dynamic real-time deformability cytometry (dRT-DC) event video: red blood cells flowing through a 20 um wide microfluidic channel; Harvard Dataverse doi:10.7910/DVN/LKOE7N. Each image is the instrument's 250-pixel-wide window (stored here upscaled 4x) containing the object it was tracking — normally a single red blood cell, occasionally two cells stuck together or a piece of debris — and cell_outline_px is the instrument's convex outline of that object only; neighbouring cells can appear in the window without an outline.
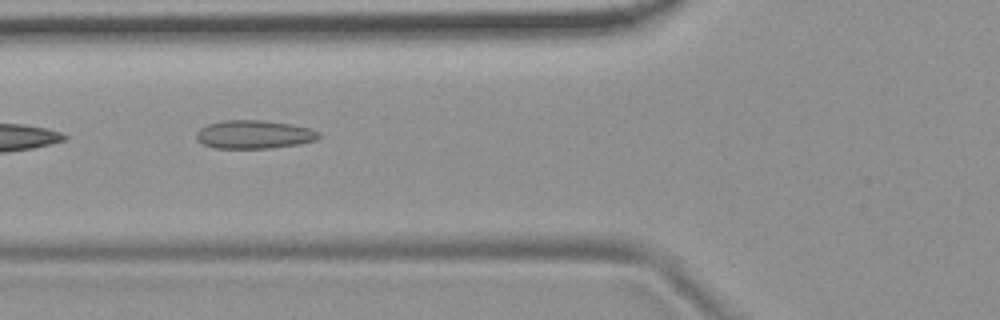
{"species": "common noctule bat (a hibernating species)", "species_latin": "Nyctalus noctula", "temperature_condition": "room temperature", "stored_images_in_passage": 10, "camera_frame_rate_fps": 3000, "um_per_image_px": 0.085, "animal": {"sex": "female", "body_mass_g": 19.9}, "frame": {"image": 1, "passage_image": 5, "time_ms": 1.333, "image_size_px": [1000, 320], "cell_outline_px": [[320, 136], [316, 140], [300, 144], [272, 148], [216, 148], [204, 144], [196, 140], [196, 132], [200, 128], [208, 124], [224, 120], [260, 120], [292, 124], [308, 128], [320, 132]], "centroid_in_image_um": [21.6, 11.43], "position_along_channel_um": 104.2, "area_um2": 20.29}}
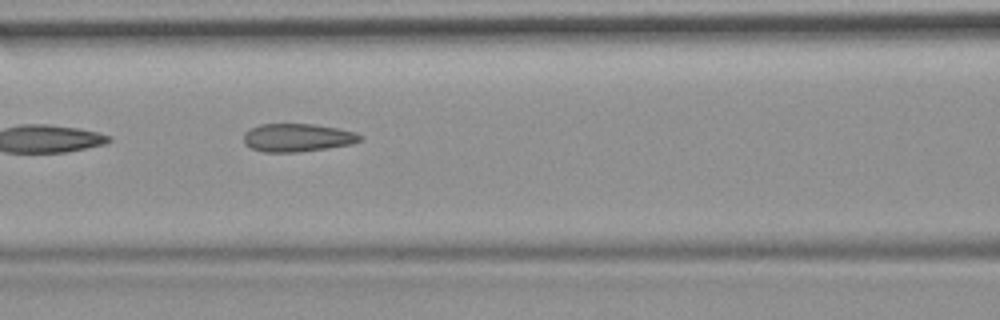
{"frame": {"image": 2, "passage_image": 6, "time_ms": 1.667, "image_size_px": [1000, 320], "cell_outline_px": [[364, 136], [360, 140], [352, 144], [300, 152], [264, 152], [252, 148], [244, 144], [244, 132], [248, 128], [260, 124], [312, 124], [336, 128], [356, 132]], "centroid_in_image_um": [25.26, 11.69], "position_along_channel_um": 141.3, "area_um2": 19.13}}